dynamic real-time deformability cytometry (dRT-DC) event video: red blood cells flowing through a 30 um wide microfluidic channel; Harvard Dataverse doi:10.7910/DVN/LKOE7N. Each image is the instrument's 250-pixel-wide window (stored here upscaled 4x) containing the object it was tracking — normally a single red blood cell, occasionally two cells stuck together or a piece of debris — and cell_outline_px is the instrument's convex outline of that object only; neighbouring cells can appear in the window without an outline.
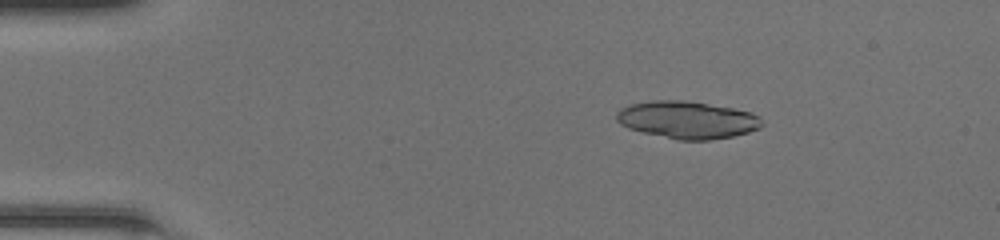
{"species": "common noctule bat (a hibernating species)", "species_latin": "Nyctalus noctula", "temperature_condition": "room temperature", "stored_images_in_passage": 48, "camera_frame_rate_fps": 3000, "um_per_image_px": 0.085, "animal": {"sex": "female", "body_mass_g": 20.0, "forearm_length_mm": 54.0}, "frame": {"image": 1, "passage_image": 8, "time_ms": 2.333, "image_size_px": [1000, 240], "cell_outline_px": [[764, 124], [760, 128], [748, 132], [732, 136], [712, 140], [676, 140], [628, 128], [620, 124], [616, 120], [616, 112], [620, 108], [632, 104], [652, 100], [684, 100], [732, 108], [752, 112], [760, 116]], "centroid_in_image_um": [58.43, 10.19], "position_along_channel_um": 26.6, "area_um2": 31.79}}
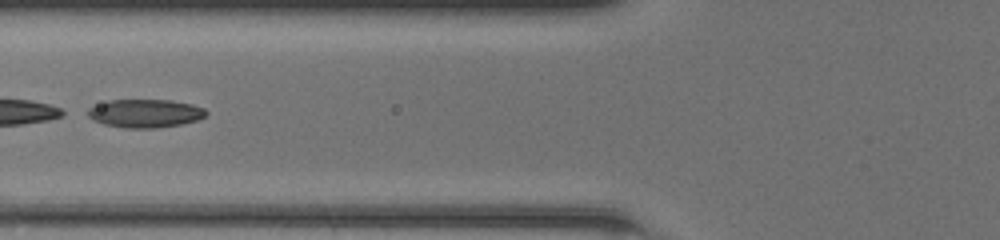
{"frame": {"image": 2, "passage_image": 20, "time_ms": 6.333, "image_size_px": [1000, 240], "cell_outline_px": [[208, 112], [204, 116], [196, 120], [180, 124], [156, 128], [124, 128], [104, 124], [92, 120], [88, 116], [88, 108], [108, 100], [172, 100], [192, 104], [204, 108]], "centroid_in_image_um": [12.32, 9.63], "position_along_channel_um": 113.5, "area_um2": 19.48}}
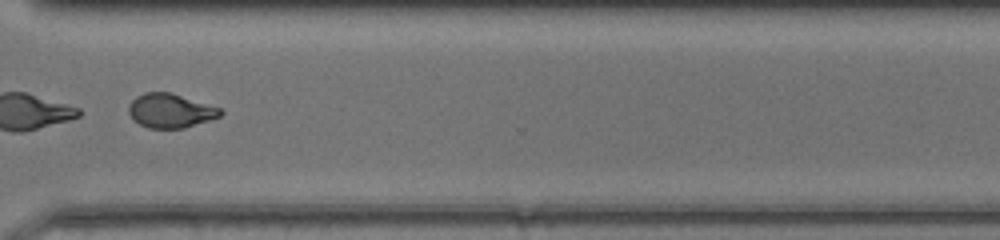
{"frame": {"image": 3, "passage_image": 37, "time_ms": 12.0, "image_size_px": [1000, 240], "cell_outline_px": [[224, 112], [220, 116], [184, 128], [148, 128], [140, 124], [128, 112], [128, 104], [136, 96], [144, 92], [172, 92], [220, 108]], "centroid_in_image_um": [14.47, 9.39], "position_along_channel_um": 356.1, "area_um2": 18.15}}